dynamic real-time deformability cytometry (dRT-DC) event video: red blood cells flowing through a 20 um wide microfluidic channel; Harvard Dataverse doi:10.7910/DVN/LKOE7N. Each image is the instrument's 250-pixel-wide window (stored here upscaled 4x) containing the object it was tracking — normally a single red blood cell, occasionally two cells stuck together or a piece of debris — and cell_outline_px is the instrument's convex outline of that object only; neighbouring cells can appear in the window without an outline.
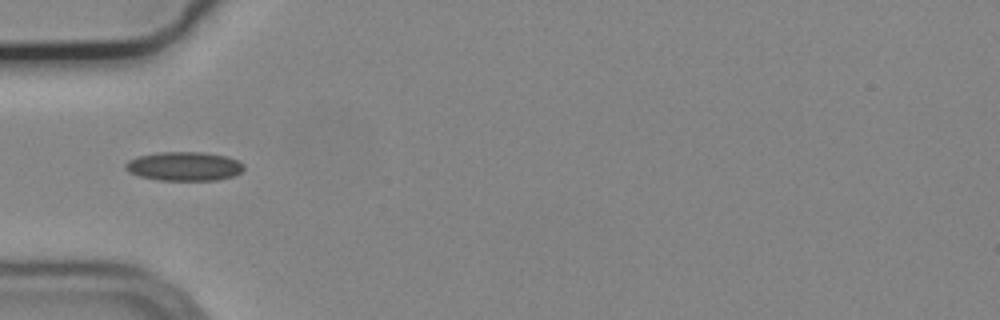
{"species": "common noctule bat (a hibernating species)", "species_latin": "Nyctalus noctula", "temperature_condition": "cold", "stored_images_in_passage": 3, "camera_frame_rate_fps": 3000, "um_per_image_px": 0.085, "animal": {"sex": "male", "body_mass_g": 19.2, "forearm_length_mm": 51.8}, "frame": {"image": 1, "passage_image": 1, "time_ms": 0.0, "image_size_px": [1000, 320], "cell_outline_px": [[244, 168], [240, 172], [232, 176], [216, 180], [160, 180], [140, 176], [128, 172], [124, 168], [124, 164], [128, 160], [136, 156], [156, 152], [204, 152], [228, 156], [244, 164]], "centroid_in_image_um": [15.62, 14.12], "position_along_channel_um": 69.4, "area_um2": 20.11}}